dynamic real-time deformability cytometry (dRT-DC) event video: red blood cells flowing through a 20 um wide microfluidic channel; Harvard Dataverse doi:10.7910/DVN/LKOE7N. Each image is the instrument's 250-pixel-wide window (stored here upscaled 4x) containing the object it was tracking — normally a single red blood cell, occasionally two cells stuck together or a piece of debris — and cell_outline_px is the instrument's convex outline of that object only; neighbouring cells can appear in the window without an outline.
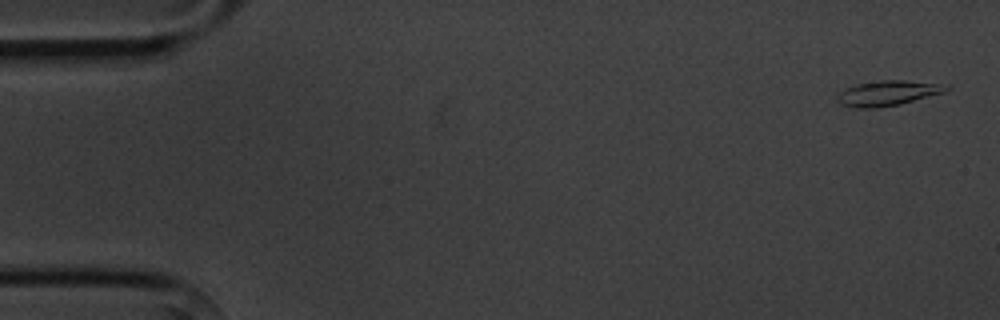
{"species": "common noctule bat (a hibernating species)", "species_latin": "Nyctalus noctula", "temperature_condition": "cold", "stored_images_in_passage": 5, "camera_frame_rate_fps": 3000, "um_per_image_px": 0.085, "animal": {"sex": "male", "body_mass_g": 20.1, "forearm_length_mm": 53.5}, "frame": {"image": 1, "passage_image": 1, "time_ms": 0.0, "image_size_px": [1000, 320], "cell_outline_px": [[952, 88], [944, 92], [900, 104], [876, 108], [856, 108], [840, 104], [840, 92], [856, 84], [880, 80], [904, 80], [948, 84]], "centroid_in_image_um": [75.54, 7.9], "position_along_channel_um": 9.5, "area_um2": 15.78}}
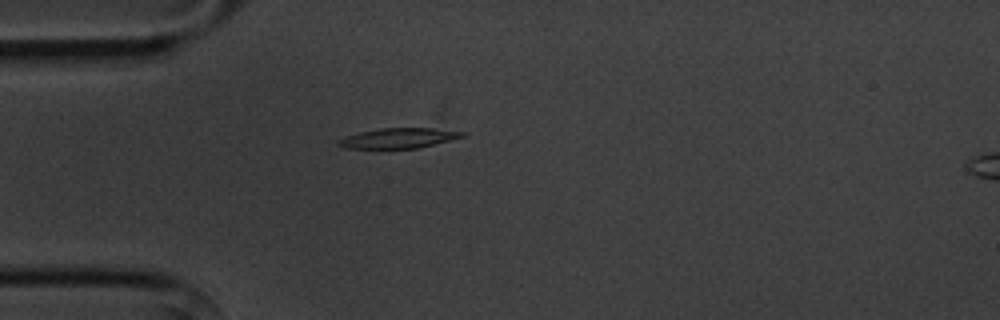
{"frame": {"image": 2, "passage_image": 4, "time_ms": 4.333, "image_size_px": [1000, 320], "cell_outline_px": [[468, 132], [464, 136], [420, 148], [344, 148], [336, 144], [336, 140], [344, 136], [360, 132], [380, 128], [432, 128]], "centroid_in_image_um": [33.85, 11.74], "position_along_channel_um": 51.2, "area_um2": 14.57}}